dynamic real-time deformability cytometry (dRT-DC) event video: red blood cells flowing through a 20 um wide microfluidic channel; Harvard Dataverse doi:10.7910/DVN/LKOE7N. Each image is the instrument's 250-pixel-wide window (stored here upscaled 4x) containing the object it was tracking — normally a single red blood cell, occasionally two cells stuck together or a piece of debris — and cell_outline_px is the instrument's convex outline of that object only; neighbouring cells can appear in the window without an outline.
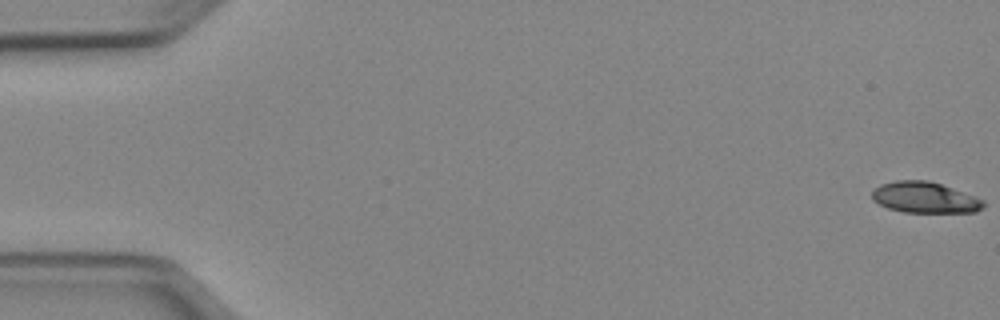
{"species": "Egyptian fruit bat (a non-hibernating species)", "species_latin": "Rousettus aegyptiacus", "temperature_condition": "cold", "stored_images_in_passage": 52, "camera_frame_rate_fps": 3000, "um_per_image_px": 0.085, "animal": {"sex": "female"}, "frame": {"image": 1, "passage_image": 1, "time_ms": 0.0, "image_size_px": [1000, 320], "cell_outline_px": [[984, 208], [976, 212], [904, 212], [888, 208], [872, 200], [872, 192], [880, 184], [896, 180], [928, 180], [952, 188], [984, 200]], "centroid_in_image_um": [78.6, 16.79], "position_along_channel_um": 6.4, "area_um2": 20.0}}
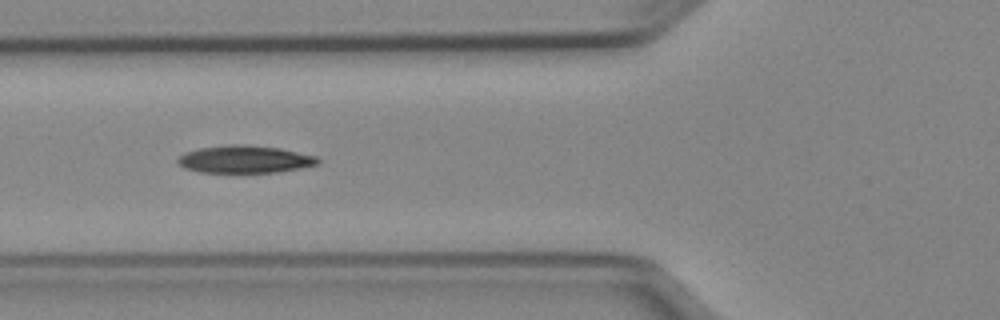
{"frame": {"image": 2, "passage_image": 20, "time_ms": 6.333, "image_size_px": [1000, 320], "cell_outline_px": [[320, 164], [280, 172], [200, 172], [184, 168], [176, 160], [184, 152], [200, 148], [232, 144], [244, 144], [280, 148], [316, 156], [320, 160]], "centroid_in_image_um": [20.82, 13.54], "position_along_channel_um": 105.0, "area_um2": 22.43}}
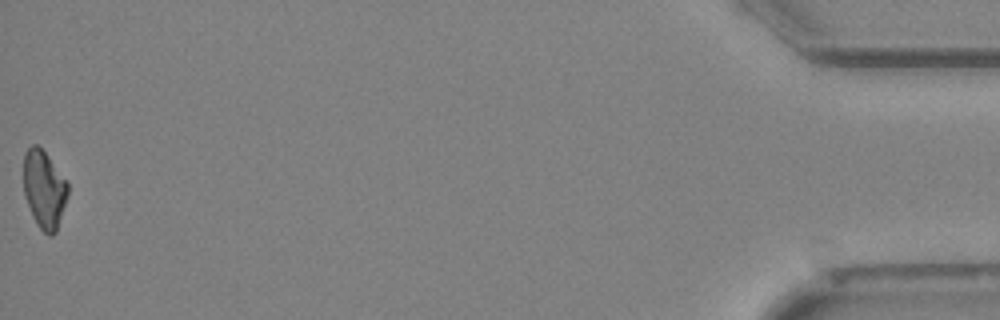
{"frame": {"image": 3, "passage_image": 52, "time_ms": 17.0, "image_size_px": [1000, 320], "cell_outline_px": [[68, 196], [56, 232], [52, 236], [48, 236], [36, 224], [32, 216], [24, 196], [24, 152], [32, 144], [36, 144], [48, 156], [68, 184]], "centroid_in_image_um": [3.74, 16.13], "position_along_channel_um": 431.5, "area_um2": 20.06}, "authors_computed_cell_mechanics": {"area_um2": 21.2415, "velocity_mm_per_s": 3.9789, "shape_relaxation_time_tau1_ms": 5.5854, "shape_relaxation_time_tau2_ms": null, "deformation_change_tau1": 0.1299, "deformation_change_tau2": null}}